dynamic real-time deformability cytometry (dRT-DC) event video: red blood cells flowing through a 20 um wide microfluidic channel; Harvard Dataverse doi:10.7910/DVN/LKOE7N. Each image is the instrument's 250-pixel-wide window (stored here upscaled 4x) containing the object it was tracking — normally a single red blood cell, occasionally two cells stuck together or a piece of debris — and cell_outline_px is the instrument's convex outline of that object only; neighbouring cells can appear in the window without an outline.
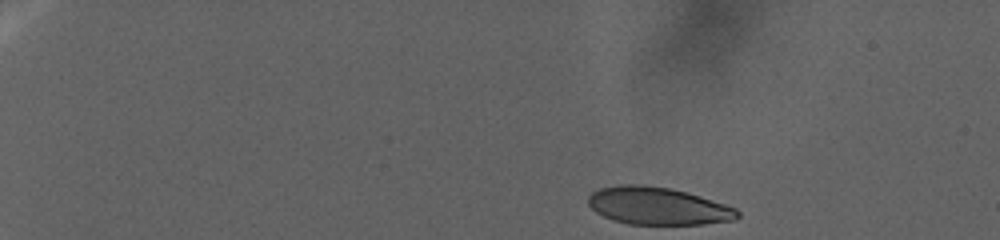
{"species": "human", "species_latin": "Homo sapiens", "temperature_condition": "warm", "stored_images_in_passage": 95, "camera_frame_rate_fps": 3000, "um_per_image_px": 0.085, "donor": {"sex": "female"}, "frame": {"image": 1, "passage_image": 1, "time_ms": 0.0, "image_size_px": [1000, 240], "cell_outline_px": [[740, 216], [736, 220], [704, 224], [628, 224], [612, 220], [596, 212], [588, 204], [588, 196], [592, 192], [600, 188], [620, 184], [644, 184], [672, 188], [688, 192], [736, 208], [740, 212]], "centroid_in_image_um": [55.92, 17.5], "position_along_channel_um": 29.1, "area_um2": 32.89}}
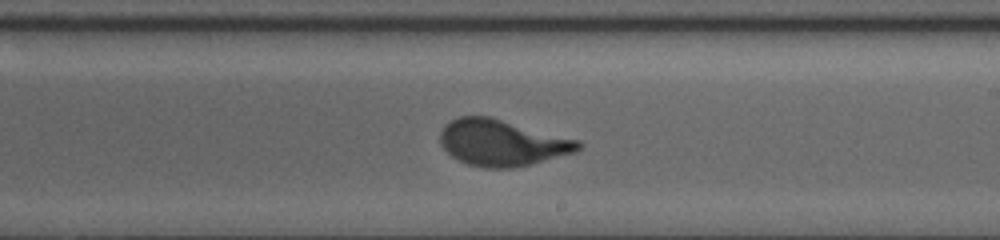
{"frame": {"image": 2, "passage_image": 50, "time_ms": 24.0, "image_size_px": [1000, 240], "cell_outline_px": [[584, 144], [576, 152], [512, 168], [484, 168], [468, 164], [452, 156], [440, 144], [440, 132], [444, 124], [460, 116], [488, 116], [580, 140]], "centroid_in_image_um": [42.67, 12.13], "position_along_channel_um": 246.3, "area_um2": 36.99}}
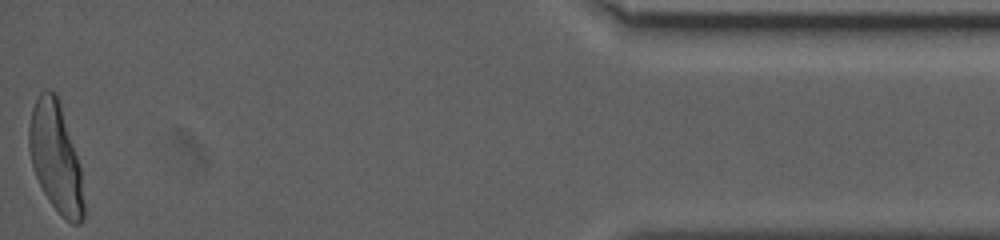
{"frame": {"image": 3, "passage_image": 95, "time_ms": 40.333, "image_size_px": [1000, 240], "cell_outline_px": [[84, 216], [80, 224], [72, 224], [52, 204], [44, 192], [36, 176], [32, 164], [28, 144], [28, 128], [32, 108], [40, 92], [44, 88], [48, 88], [56, 92], [60, 104], [80, 168], [84, 204]], "centroid_in_image_um": [4.71, 13.34], "position_along_channel_um": 430.5, "area_um2": 34.28}}